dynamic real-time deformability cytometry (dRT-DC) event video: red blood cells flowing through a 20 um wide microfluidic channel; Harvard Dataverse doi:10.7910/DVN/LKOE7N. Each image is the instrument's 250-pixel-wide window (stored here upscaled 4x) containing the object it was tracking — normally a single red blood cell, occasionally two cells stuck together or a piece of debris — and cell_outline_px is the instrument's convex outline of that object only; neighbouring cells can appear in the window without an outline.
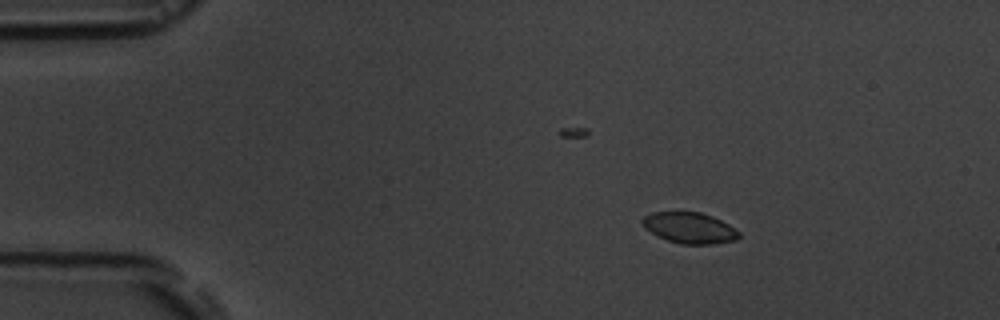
{"species": "common noctule bat (a hibernating species)", "species_latin": "Nyctalus noctula", "temperature_condition": "room temperature", "stored_images_in_passage": 7, "camera_frame_rate_fps": 3000, "um_per_image_px": 0.085, "animal": {"sex": "male", "body_mass_g": 19.5, "forearm_length_mm": 54.6}, "frame": {"image": 1, "passage_image": 4, "time_ms": 3.333, "image_size_px": [1000, 320], "cell_outline_px": [[740, 236], [736, 240], [716, 244], [680, 244], [668, 240], [644, 228], [640, 224], [640, 220], [644, 216], [652, 212], [700, 212], [712, 216], [728, 224], [740, 232]], "centroid_in_image_um": [58.61, 19.37], "position_along_channel_um": 26.4, "area_um2": 17.46}}